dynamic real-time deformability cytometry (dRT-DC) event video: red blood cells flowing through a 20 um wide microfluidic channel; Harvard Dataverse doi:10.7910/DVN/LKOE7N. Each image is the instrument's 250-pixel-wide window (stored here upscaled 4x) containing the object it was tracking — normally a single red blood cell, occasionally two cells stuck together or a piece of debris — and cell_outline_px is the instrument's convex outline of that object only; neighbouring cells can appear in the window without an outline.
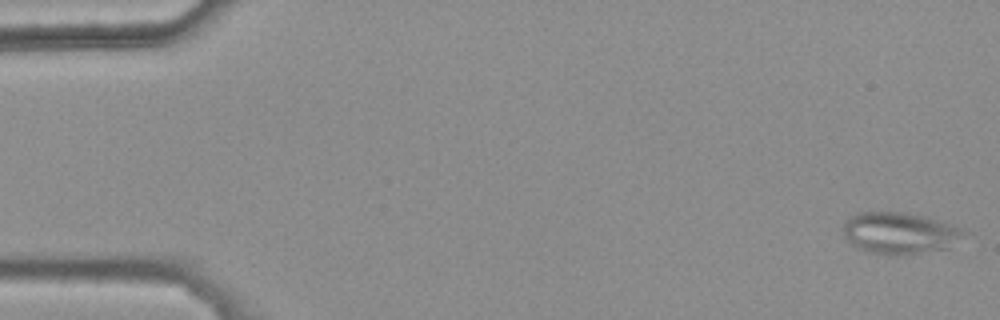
{"species": "common noctule bat (a hibernating species)", "species_latin": "Nyctalus noctula", "temperature_condition": "warm", "stored_images_in_passage": 46, "camera_frame_rate_fps": 3000, "um_per_image_px": 0.085, "animal": {"sex": "female", "body_mass_g": 25.1}, "frame": {"image": 1, "passage_image": 1, "time_ms": 0.0, "image_size_px": [1000, 320], "cell_outline_px": [[968, 232], [948, 248], [916, 252], [868, 252], [844, 240], [844, 220], [860, 212], [900, 212], [924, 216], [960, 228]], "centroid_in_image_um": [76.43, 19.77], "position_along_channel_um": 8.6, "area_um2": 28.15}}
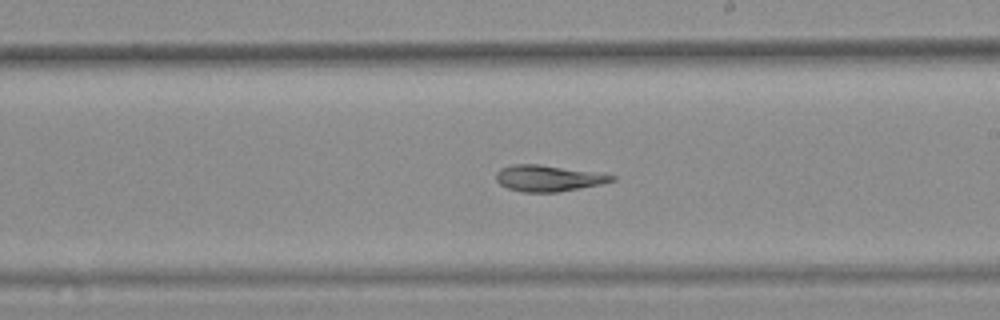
{"frame": {"image": 2, "passage_image": 31, "time_ms": 10.0, "image_size_px": [1000, 320], "cell_outline_px": [[616, 180], [600, 184], [580, 188], [556, 192], [524, 192], [508, 188], [500, 184], [496, 180], [496, 172], [500, 168], [512, 164], [540, 164], [616, 176]], "centroid_in_image_um": [46.54, 15.15], "position_along_channel_um": 242.5, "area_um2": 17.4}}
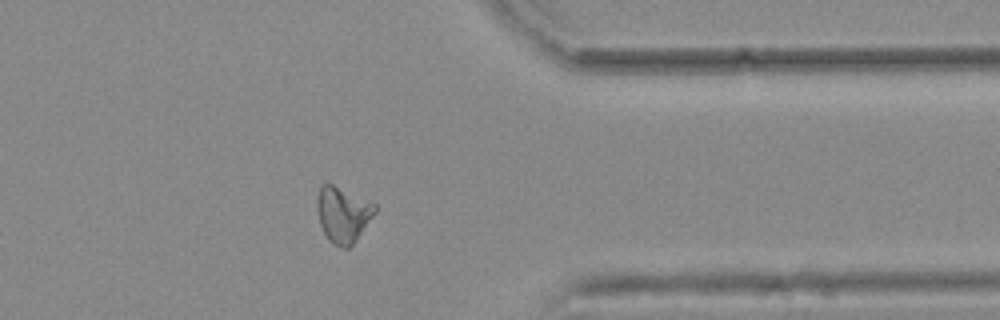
{"frame": {"image": 3, "passage_image": 43, "time_ms": 14.0, "image_size_px": [1000, 320], "cell_outline_px": [[376, 212], [356, 240], [348, 248], [340, 248], [332, 244], [328, 240], [320, 224], [316, 208], [316, 200], [320, 188], [324, 184], [332, 184], [376, 204]], "centroid_in_image_um": [29.14, 18.25], "position_along_channel_um": 382.3, "area_um2": 18.67}, "authors_computed_cell_mechanics": {"area_um2": 18.7561, "velocity_mm_per_s": 3.7667, "shape_relaxation_time_tau1_ms": null, "shape_relaxation_time_tau2_ms": 5.8472, "deformation_change_tau1": null, "deformation_change_tau2": 0.1118}}